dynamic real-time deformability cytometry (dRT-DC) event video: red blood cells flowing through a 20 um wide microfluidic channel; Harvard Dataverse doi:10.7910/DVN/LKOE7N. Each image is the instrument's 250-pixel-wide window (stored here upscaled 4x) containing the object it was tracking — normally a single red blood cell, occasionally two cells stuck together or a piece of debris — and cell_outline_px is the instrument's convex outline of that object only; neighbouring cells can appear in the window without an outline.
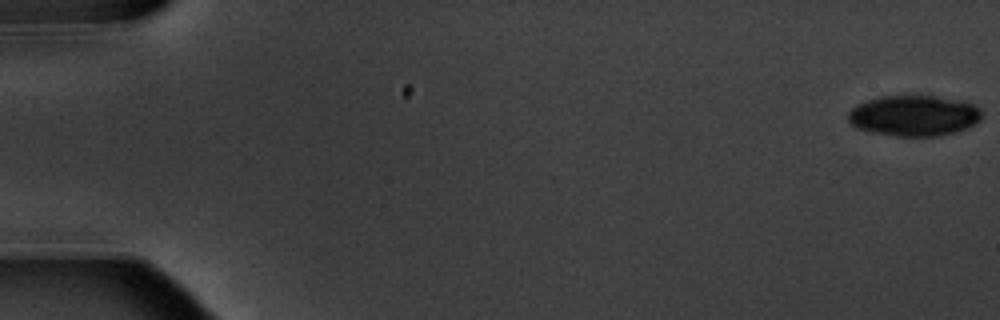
{"species": "common noctule bat (a hibernating species)", "species_latin": "Nyctalus noctula", "temperature_condition": "warm", "stored_images_in_passage": 6, "camera_frame_rate_fps": 3000, "um_per_image_px": 0.085, "animal": {"sex": "male", "body_mass_g": 20.1, "forearm_length_mm": 53.5}, "frame": {"image": 1, "passage_image": 1, "time_ms": 0.0, "image_size_px": [1000, 320], "cell_outline_px": [[980, 120], [956, 132], [936, 136], [896, 136], [872, 132], [856, 128], [848, 124], [848, 112], [856, 104], [880, 96], [932, 96], [960, 100], [972, 104], [980, 108]], "centroid_in_image_um": [77.62, 9.83], "position_along_channel_um": 7.4, "area_um2": 31.62}}